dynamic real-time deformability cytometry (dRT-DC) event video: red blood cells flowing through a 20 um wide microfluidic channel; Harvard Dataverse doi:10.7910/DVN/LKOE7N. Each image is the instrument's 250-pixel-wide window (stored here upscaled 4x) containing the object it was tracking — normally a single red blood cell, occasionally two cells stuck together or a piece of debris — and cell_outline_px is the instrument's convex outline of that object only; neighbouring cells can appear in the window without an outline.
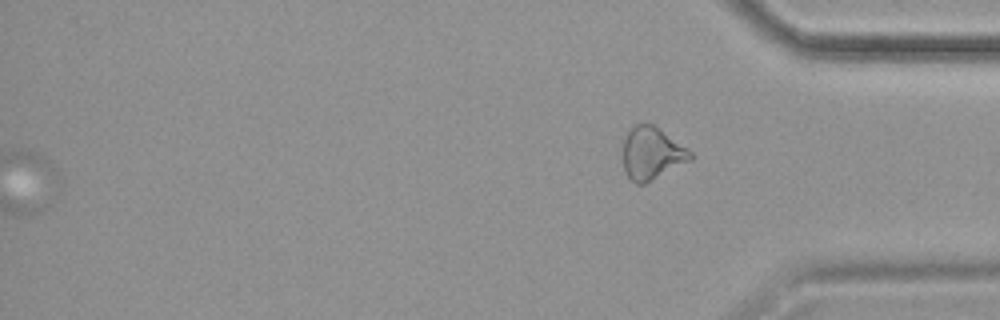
{"species": "common noctule bat (a hibernating species)", "species_latin": "Nyctalus noctula", "temperature_condition": "cold", "stored_images_in_passage": 59, "segment_of_instrument_passage": [2, 2], "camera_frame_rate_fps": 3000, "um_per_image_px": 0.085, "animal": {"sex": "female", "body_mass_g": 19.9}, "frame": {"image": 1, "passage_image": 59, "time_ms": 19.333, "image_size_px": [1000, 320], "cell_outline_px": [[692, 160], [644, 184], [636, 184], [628, 176], [624, 168], [624, 140], [628, 132], [636, 124], [652, 124], [692, 152]], "centroid_in_image_um": [55.41, 13.06], "position_along_channel_um": 379.8, "area_um2": 20.11}}